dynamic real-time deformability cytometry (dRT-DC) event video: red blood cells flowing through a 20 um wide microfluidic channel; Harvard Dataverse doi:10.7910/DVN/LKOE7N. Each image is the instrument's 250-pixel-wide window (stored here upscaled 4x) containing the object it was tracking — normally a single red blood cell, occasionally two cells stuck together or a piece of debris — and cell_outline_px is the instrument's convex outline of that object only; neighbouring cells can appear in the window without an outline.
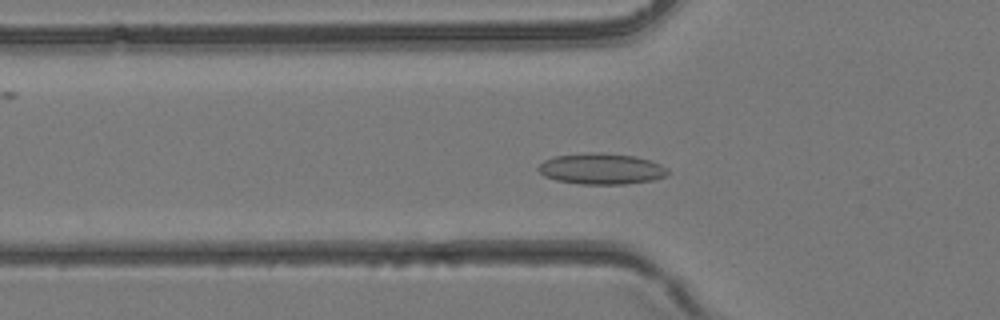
{"species": "common noctule bat (a hibernating species)", "species_latin": "Nyctalus noctula", "temperature_condition": "room temperature", "stored_images_in_passage": 36, "camera_frame_rate_fps": 3000, "um_per_image_px": 0.085, "animal": {"sex": "female", "body_mass_g": 24.6, "forearm_length_mm": 56.2}, "frame": {"image": 1, "passage_image": 10, "time_ms": 3.0, "image_size_px": [1000, 320], "cell_outline_px": [[668, 176], [652, 180], [624, 184], [580, 184], [556, 180], [544, 176], [536, 168], [544, 160], [556, 156], [588, 152], [600, 152], [636, 156], [660, 164], [668, 168]], "centroid_in_image_um": [51.12, 14.34], "position_along_channel_um": 74.7, "area_um2": 23.47}}
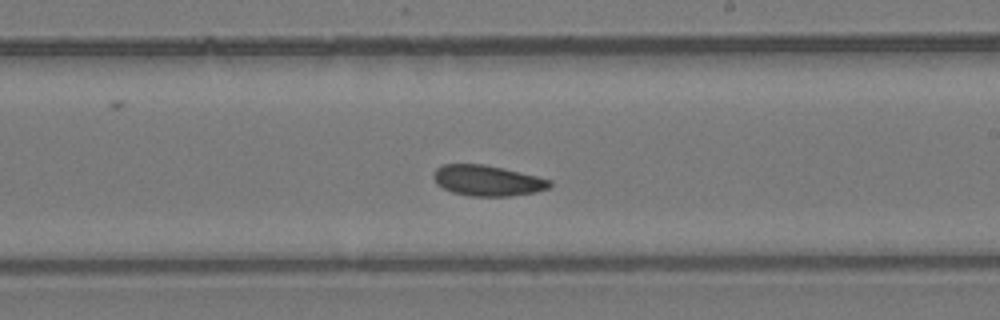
{"frame": {"image": 2, "passage_image": 20, "time_ms": 6.333, "image_size_px": [1000, 320], "cell_outline_px": [[552, 184], [548, 188], [536, 192], [508, 196], [472, 196], [452, 192], [436, 184], [432, 176], [432, 172], [436, 168], [444, 164], [484, 164], [504, 168], [552, 180]], "centroid_in_image_um": [41.4, 15.34], "position_along_channel_um": 247.6, "area_um2": 20.81}}
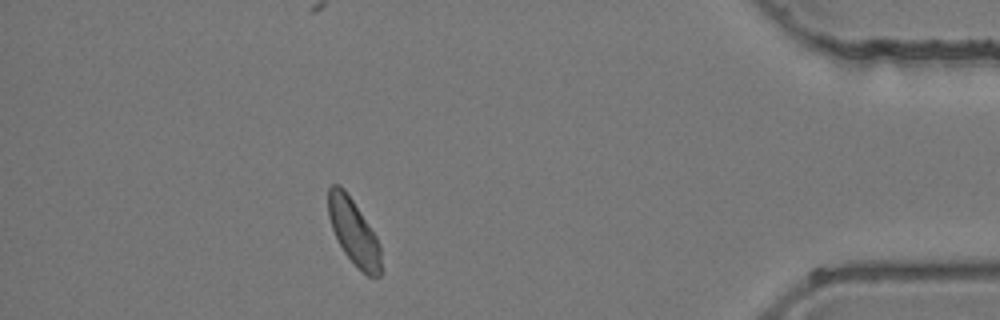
{"frame": {"image": 3, "passage_image": 32, "time_ms": 10.333, "image_size_px": [1000, 320], "cell_outline_px": [[380, 276], [376, 280], [368, 276], [344, 252], [332, 228], [328, 216], [328, 188], [332, 184], [340, 184], [344, 188], [376, 236], [380, 244]], "centroid_in_image_um": [30.06, 19.69], "position_along_channel_um": 405.1, "area_um2": 19.77}}